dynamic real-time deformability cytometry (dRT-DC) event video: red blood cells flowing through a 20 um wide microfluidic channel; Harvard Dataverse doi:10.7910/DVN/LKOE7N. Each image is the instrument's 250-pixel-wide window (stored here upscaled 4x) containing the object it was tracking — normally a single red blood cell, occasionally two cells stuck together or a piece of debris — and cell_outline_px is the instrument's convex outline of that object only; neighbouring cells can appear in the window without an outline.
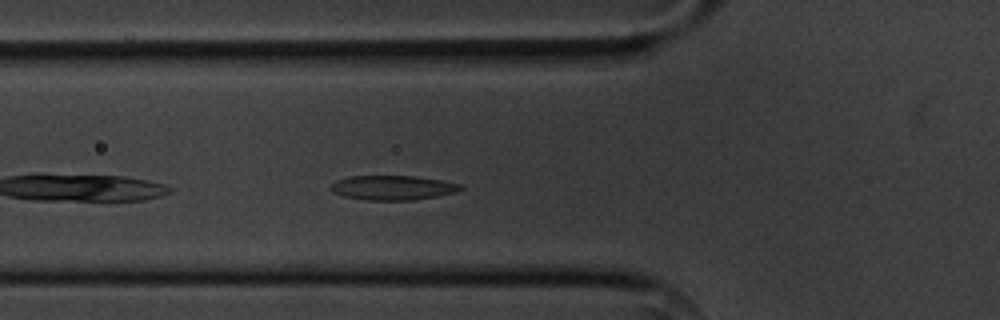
{"species": "common noctule bat (a hibernating species)", "species_latin": "Nyctalus noctula", "temperature_condition": "cold", "stored_images_in_passage": 4, "camera_frame_rate_fps": 3000, "um_per_image_px": 0.085, "animal": {"sex": "male", "body_mass_g": 20.1, "forearm_length_mm": 53.5}, "frame": {"image": 1, "passage_image": 4, "time_ms": 3.333, "image_size_px": [1000, 320], "cell_outline_px": [[464, 188], [456, 192], [436, 196], [412, 200], [364, 200], [344, 196], [332, 192], [328, 188], [336, 180], [348, 176], [416, 176], [464, 184]], "centroid_in_image_um": [33.38, 15.95], "position_along_channel_um": 92.4, "area_um2": 18.67}}